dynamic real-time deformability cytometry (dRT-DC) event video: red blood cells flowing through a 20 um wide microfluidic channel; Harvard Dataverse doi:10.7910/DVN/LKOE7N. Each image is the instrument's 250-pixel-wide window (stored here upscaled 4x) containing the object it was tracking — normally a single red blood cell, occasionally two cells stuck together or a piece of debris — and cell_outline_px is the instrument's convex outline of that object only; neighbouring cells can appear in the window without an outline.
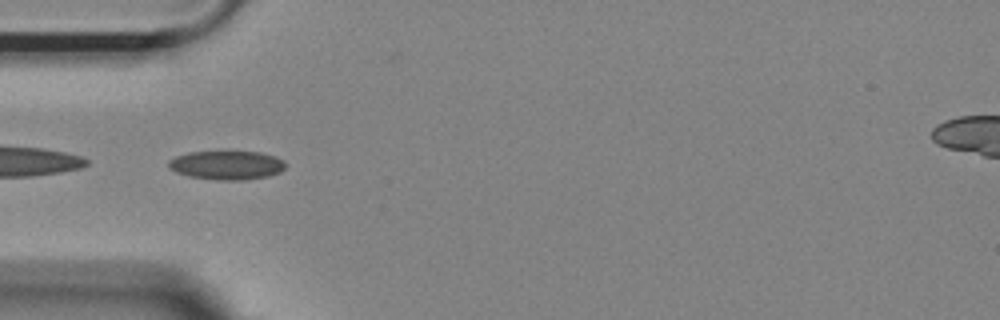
{"species": "Egyptian fruit bat (a non-hibernating species)", "species_latin": "Rousettus aegyptiacus", "temperature_condition": "room temperature", "stored_images_in_passage": 49, "camera_frame_rate_fps": 3000, "um_per_image_px": 0.085, "animal": {"sex": "female"}, "frame": {"image": 1, "passage_image": 16, "time_ms": 5.0, "image_size_px": [1000, 320], "cell_outline_px": [[288, 164], [280, 172], [268, 176], [244, 180], [220, 180], [188, 176], [176, 172], [168, 168], [168, 160], [176, 156], [188, 152], [228, 148], [260, 152], [276, 156], [284, 160]], "centroid_in_image_um": [19.28, 13.98], "position_along_channel_um": 65.7, "area_um2": 20.81}}
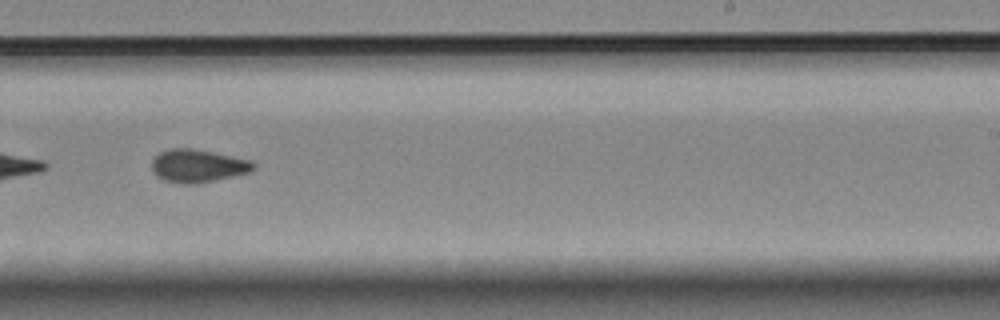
{"frame": {"image": 2, "passage_image": 33, "time_ms": 10.667, "image_size_px": [1000, 320], "cell_outline_px": [[256, 164], [248, 172], [232, 176], [196, 184], [184, 184], [164, 180], [156, 176], [152, 168], [152, 160], [160, 152], [168, 148], [192, 148], [212, 152], [248, 160]], "centroid_in_image_um": [16.75, 14.09], "position_along_channel_um": 272.3, "area_um2": 19.19}}
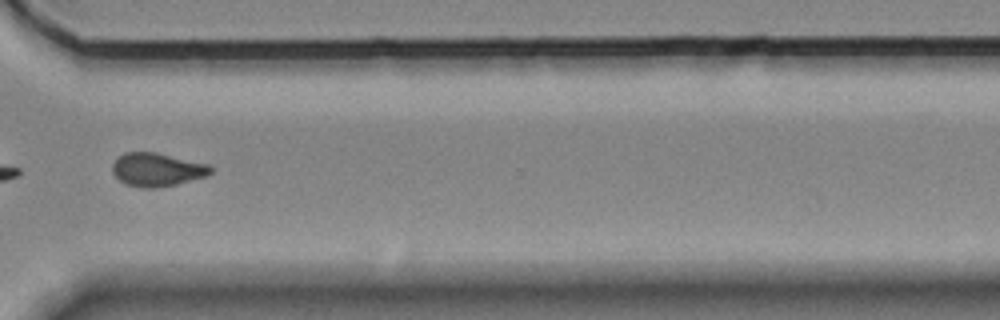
{"frame": {"image": 3, "passage_image": 40, "time_ms": 13.0, "image_size_px": [1000, 320], "cell_outline_px": [[212, 172], [208, 176], [176, 184], [156, 188], [140, 188], [124, 184], [112, 172], [112, 164], [124, 152], [156, 152], [208, 164], [212, 168]], "centroid_in_image_um": [13.35, 14.42], "position_along_channel_um": 357.3, "area_um2": 19.19}, "authors_computed_cell_mechanics": {"area_um2": 19.1896, "velocity_mm_per_s": 3.6346, "shape_relaxation_time_tau1_ms": null, "shape_relaxation_time_tau2_ms": 2.3616, "deformation_change_tau1": null, "deformation_change_tau2": 0.0755}}